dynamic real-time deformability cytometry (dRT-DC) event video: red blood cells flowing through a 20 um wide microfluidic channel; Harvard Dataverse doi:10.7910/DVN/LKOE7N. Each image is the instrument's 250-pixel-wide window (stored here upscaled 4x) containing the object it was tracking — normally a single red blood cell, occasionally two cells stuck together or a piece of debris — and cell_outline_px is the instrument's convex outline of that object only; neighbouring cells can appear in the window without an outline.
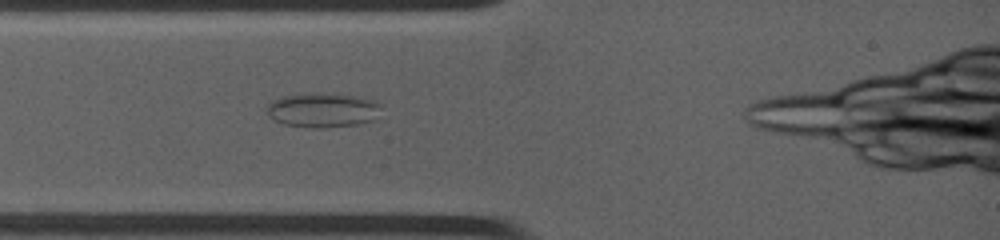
{"species": "common noctule bat (a hibernating species)", "species_latin": "Nyctalus noctula", "temperature_condition": "warm", "stored_images_in_passage": 3, "camera_frame_rate_fps": 4500, "um_per_image_px": 0.085, "animal": {"sex": "female", "body_mass_g": 19.0, "forearm_length_mm": 53.3}, "frame": {"image": 1, "passage_image": 3, "time_ms": 1.556, "image_size_px": [1000, 240], "cell_outline_px": [[376, 104], [372, 120], [356, 124], [320, 128], [312, 128], [284, 124], [268, 116], [268, 104], [272, 100], [280, 96], [348, 96], [372, 100]], "centroid_in_image_um": [27.29, 9.42], "position_along_channel_um": 57.7, "area_um2": 21.15}}